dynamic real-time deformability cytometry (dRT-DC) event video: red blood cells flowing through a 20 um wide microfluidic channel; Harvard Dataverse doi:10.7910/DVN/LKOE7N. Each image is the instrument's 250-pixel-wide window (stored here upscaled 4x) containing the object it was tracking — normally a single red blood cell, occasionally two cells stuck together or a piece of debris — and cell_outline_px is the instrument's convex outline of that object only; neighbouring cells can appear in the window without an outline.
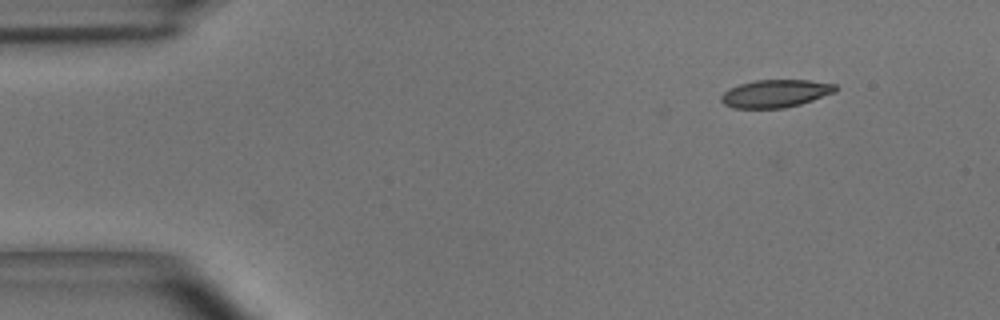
{"species": "common noctule bat (a hibernating species)", "species_latin": "Nyctalus noctula", "temperature_condition": "room temperature", "stored_images_in_passage": 36, "camera_frame_rate_fps": 3000, "um_per_image_px": 0.085, "animal": {"sex": "male", "body_mass_g": 15.6}, "frame": {"image": 1, "passage_image": 1, "time_ms": 0.0, "image_size_px": [1000, 320], "cell_outline_px": [[836, 92], [800, 104], [784, 108], [732, 108], [724, 104], [720, 100], [720, 96], [728, 88], [740, 84], [756, 80], [808, 80], [836, 84]], "centroid_in_image_um": [65.89, 7.95], "position_along_channel_um": 19.1, "area_um2": 18.5}}
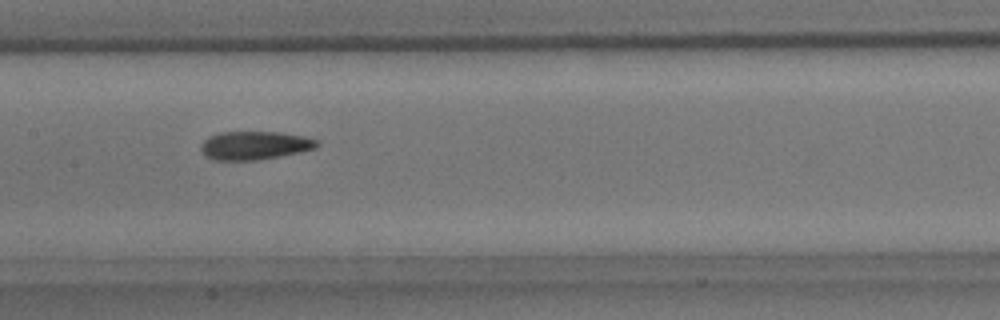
{"frame": {"image": 2, "passage_image": 20, "time_ms": 6.333, "image_size_px": [1000, 320], "cell_outline_px": [[320, 144], [316, 148], [300, 152], [256, 160], [212, 160], [200, 148], [200, 144], [208, 136], [220, 132], [280, 132], [304, 136], [316, 140]], "centroid_in_image_um": [21.64, 12.35], "position_along_channel_um": 185.8, "area_um2": 19.13}}
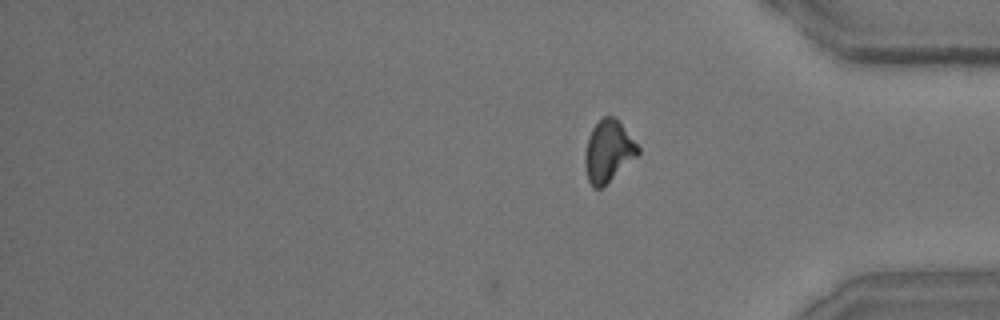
{"frame": {"image": 3, "passage_image": 36, "time_ms": 11.667, "image_size_px": [1000, 320], "cell_outline_px": [[640, 152], [636, 156], [600, 188], [592, 188], [588, 180], [584, 164], [584, 156], [588, 136], [592, 128], [604, 116], [612, 116], [620, 124], [640, 148]], "centroid_in_image_um": [51.66, 12.86], "position_along_channel_um": 383.5, "area_um2": 18.44}, "authors_computed_cell_mechanics": {"area_um2": 19.1607, "velocity_mm_per_s": 3.9477, "shape_relaxation_time_tau1_ms": 5.7603, "shape_relaxation_time_tau2_ms": 2.8974, "deformation_change_tau1": 0.1687, "deformation_change_tau2": 0.1087}}